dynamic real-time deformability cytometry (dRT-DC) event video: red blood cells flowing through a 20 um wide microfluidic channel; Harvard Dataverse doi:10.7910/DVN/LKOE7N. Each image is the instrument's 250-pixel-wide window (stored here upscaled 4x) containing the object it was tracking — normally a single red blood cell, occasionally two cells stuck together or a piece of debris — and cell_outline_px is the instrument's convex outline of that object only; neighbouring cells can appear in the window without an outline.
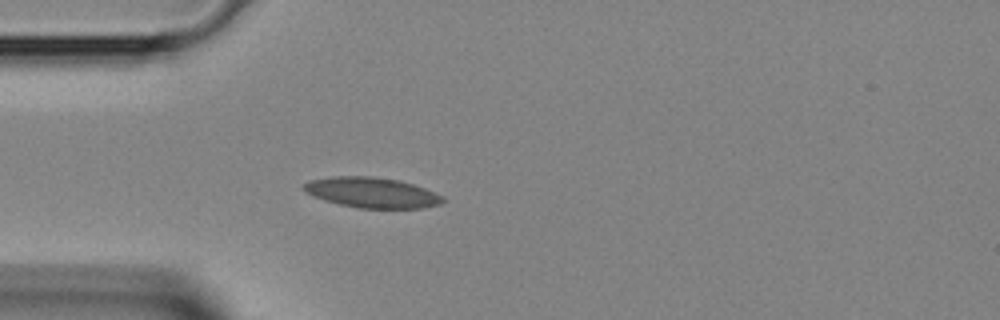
{"species": "Egyptian fruit bat (a non-hibernating species)", "species_latin": "Rousettus aegyptiacus", "temperature_condition": "room temperature", "stored_images_in_passage": 2, "camera_frame_rate_fps": 3000, "um_per_image_px": 0.085, "animal": {"sex": "female"}, "frame": {"image": 1, "passage_image": 2, "time_ms": 0.333, "image_size_px": [1000, 320], "cell_outline_px": [[444, 200], [440, 204], [420, 208], [360, 208], [340, 204], [324, 200], [312, 196], [304, 192], [300, 188], [308, 180], [332, 176], [372, 176], [396, 180], [412, 184], [424, 188], [444, 196]], "centroid_in_image_um": [31.55, 16.36], "position_along_channel_um": 53.5, "area_um2": 24.62}}